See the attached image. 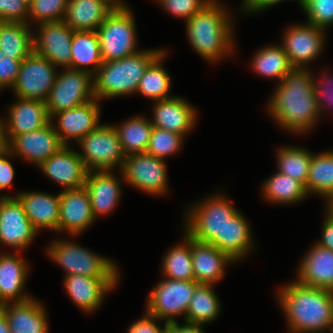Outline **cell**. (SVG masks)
Here are the masks:
<instances>
[{
    "label": "cell",
    "mask_w": 333,
    "mask_h": 333,
    "mask_svg": "<svg viewBox=\"0 0 333 333\" xmlns=\"http://www.w3.org/2000/svg\"><path fill=\"white\" fill-rule=\"evenodd\" d=\"M12 156L9 149L0 154V190L8 188L14 179V168L7 157Z\"/></svg>",
    "instance_id": "obj_49"
},
{
    "label": "cell",
    "mask_w": 333,
    "mask_h": 333,
    "mask_svg": "<svg viewBox=\"0 0 333 333\" xmlns=\"http://www.w3.org/2000/svg\"><path fill=\"white\" fill-rule=\"evenodd\" d=\"M64 287L74 304L85 312H94L100 308L105 294L114 290L119 277H88L68 275L64 278Z\"/></svg>",
    "instance_id": "obj_18"
},
{
    "label": "cell",
    "mask_w": 333,
    "mask_h": 333,
    "mask_svg": "<svg viewBox=\"0 0 333 333\" xmlns=\"http://www.w3.org/2000/svg\"><path fill=\"white\" fill-rule=\"evenodd\" d=\"M15 197L38 232L43 228L58 232L60 193L20 192Z\"/></svg>",
    "instance_id": "obj_27"
},
{
    "label": "cell",
    "mask_w": 333,
    "mask_h": 333,
    "mask_svg": "<svg viewBox=\"0 0 333 333\" xmlns=\"http://www.w3.org/2000/svg\"><path fill=\"white\" fill-rule=\"evenodd\" d=\"M54 120L44 127L14 136L8 142V149L12 156H21L23 159L38 166L50 156L58 152L64 144L56 133Z\"/></svg>",
    "instance_id": "obj_16"
},
{
    "label": "cell",
    "mask_w": 333,
    "mask_h": 333,
    "mask_svg": "<svg viewBox=\"0 0 333 333\" xmlns=\"http://www.w3.org/2000/svg\"><path fill=\"white\" fill-rule=\"evenodd\" d=\"M37 233L19 200L15 196H0V244L15 248L19 253L30 245Z\"/></svg>",
    "instance_id": "obj_14"
},
{
    "label": "cell",
    "mask_w": 333,
    "mask_h": 333,
    "mask_svg": "<svg viewBox=\"0 0 333 333\" xmlns=\"http://www.w3.org/2000/svg\"><path fill=\"white\" fill-rule=\"evenodd\" d=\"M163 333H172L168 328Z\"/></svg>",
    "instance_id": "obj_57"
},
{
    "label": "cell",
    "mask_w": 333,
    "mask_h": 333,
    "mask_svg": "<svg viewBox=\"0 0 333 333\" xmlns=\"http://www.w3.org/2000/svg\"><path fill=\"white\" fill-rule=\"evenodd\" d=\"M311 248L301 260L295 280L305 286L333 291V251L318 244Z\"/></svg>",
    "instance_id": "obj_25"
},
{
    "label": "cell",
    "mask_w": 333,
    "mask_h": 333,
    "mask_svg": "<svg viewBox=\"0 0 333 333\" xmlns=\"http://www.w3.org/2000/svg\"><path fill=\"white\" fill-rule=\"evenodd\" d=\"M21 61L12 56L0 55V88L13 87L16 82Z\"/></svg>",
    "instance_id": "obj_46"
},
{
    "label": "cell",
    "mask_w": 333,
    "mask_h": 333,
    "mask_svg": "<svg viewBox=\"0 0 333 333\" xmlns=\"http://www.w3.org/2000/svg\"><path fill=\"white\" fill-rule=\"evenodd\" d=\"M94 98L93 75L84 70L65 68L58 72L45 102L52 119L56 113L83 105Z\"/></svg>",
    "instance_id": "obj_9"
},
{
    "label": "cell",
    "mask_w": 333,
    "mask_h": 333,
    "mask_svg": "<svg viewBox=\"0 0 333 333\" xmlns=\"http://www.w3.org/2000/svg\"><path fill=\"white\" fill-rule=\"evenodd\" d=\"M184 242L173 246L164 256L162 272L166 278L172 280H194L191 237L185 232Z\"/></svg>",
    "instance_id": "obj_39"
},
{
    "label": "cell",
    "mask_w": 333,
    "mask_h": 333,
    "mask_svg": "<svg viewBox=\"0 0 333 333\" xmlns=\"http://www.w3.org/2000/svg\"><path fill=\"white\" fill-rule=\"evenodd\" d=\"M324 31L307 22L287 27L281 46L294 68H307L320 55L325 43Z\"/></svg>",
    "instance_id": "obj_13"
},
{
    "label": "cell",
    "mask_w": 333,
    "mask_h": 333,
    "mask_svg": "<svg viewBox=\"0 0 333 333\" xmlns=\"http://www.w3.org/2000/svg\"><path fill=\"white\" fill-rule=\"evenodd\" d=\"M94 98L91 101L56 113L51 120L57 117L56 133L64 145H69V139L78 142L99 125L100 105Z\"/></svg>",
    "instance_id": "obj_19"
},
{
    "label": "cell",
    "mask_w": 333,
    "mask_h": 333,
    "mask_svg": "<svg viewBox=\"0 0 333 333\" xmlns=\"http://www.w3.org/2000/svg\"><path fill=\"white\" fill-rule=\"evenodd\" d=\"M0 309L7 317L11 333H48L46 310L34 298L3 304Z\"/></svg>",
    "instance_id": "obj_28"
},
{
    "label": "cell",
    "mask_w": 333,
    "mask_h": 333,
    "mask_svg": "<svg viewBox=\"0 0 333 333\" xmlns=\"http://www.w3.org/2000/svg\"><path fill=\"white\" fill-rule=\"evenodd\" d=\"M113 10H125L130 9L127 7L126 3L121 2L122 0H102Z\"/></svg>",
    "instance_id": "obj_54"
},
{
    "label": "cell",
    "mask_w": 333,
    "mask_h": 333,
    "mask_svg": "<svg viewBox=\"0 0 333 333\" xmlns=\"http://www.w3.org/2000/svg\"><path fill=\"white\" fill-rule=\"evenodd\" d=\"M77 143L82 151L78 154L88 171H112L122 167L126 155L113 125L100 124Z\"/></svg>",
    "instance_id": "obj_8"
},
{
    "label": "cell",
    "mask_w": 333,
    "mask_h": 333,
    "mask_svg": "<svg viewBox=\"0 0 333 333\" xmlns=\"http://www.w3.org/2000/svg\"><path fill=\"white\" fill-rule=\"evenodd\" d=\"M278 302L292 333H324L333 326V291L296 280L278 293Z\"/></svg>",
    "instance_id": "obj_2"
},
{
    "label": "cell",
    "mask_w": 333,
    "mask_h": 333,
    "mask_svg": "<svg viewBox=\"0 0 333 333\" xmlns=\"http://www.w3.org/2000/svg\"><path fill=\"white\" fill-rule=\"evenodd\" d=\"M17 100L7 110L8 121L4 120L7 142L14 136L40 129L51 121L45 101Z\"/></svg>",
    "instance_id": "obj_21"
},
{
    "label": "cell",
    "mask_w": 333,
    "mask_h": 333,
    "mask_svg": "<svg viewBox=\"0 0 333 333\" xmlns=\"http://www.w3.org/2000/svg\"><path fill=\"white\" fill-rule=\"evenodd\" d=\"M159 319L145 312L144 316L132 323L127 333H163L169 326V323H164V328L156 324Z\"/></svg>",
    "instance_id": "obj_48"
},
{
    "label": "cell",
    "mask_w": 333,
    "mask_h": 333,
    "mask_svg": "<svg viewBox=\"0 0 333 333\" xmlns=\"http://www.w3.org/2000/svg\"><path fill=\"white\" fill-rule=\"evenodd\" d=\"M95 221L90 198L85 187L61 190L58 232L77 235Z\"/></svg>",
    "instance_id": "obj_20"
},
{
    "label": "cell",
    "mask_w": 333,
    "mask_h": 333,
    "mask_svg": "<svg viewBox=\"0 0 333 333\" xmlns=\"http://www.w3.org/2000/svg\"><path fill=\"white\" fill-rule=\"evenodd\" d=\"M212 284L199 283L188 306L185 322L206 324L215 320L220 312V301Z\"/></svg>",
    "instance_id": "obj_35"
},
{
    "label": "cell",
    "mask_w": 333,
    "mask_h": 333,
    "mask_svg": "<svg viewBox=\"0 0 333 333\" xmlns=\"http://www.w3.org/2000/svg\"><path fill=\"white\" fill-rule=\"evenodd\" d=\"M8 149V142L6 139V132L4 128V121L0 118V154Z\"/></svg>",
    "instance_id": "obj_53"
},
{
    "label": "cell",
    "mask_w": 333,
    "mask_h": 333,
    "mask_svg": "<svg viewBox=\"0 0 333 333\" xmlns=\"http://www.w3.org/2000/svg\"><path fill=\"white\" fill-rule=\"evenodd\" d=\"M0 333H11L5 313L0 309Z\"/></svg>",
    "instance_id": "obj_55"
},
{
    "label": "cell",
    "mask_w": 333,
    "mask_h": 333,
    "mask_svg": "<svg viewBox=\"0 0 333 333\" xmlns=\"http://www.w3.org/2000/svg\"><path fill=\"white\" fill-rule=\"evenodd\" d=\"M112 11L102 0H68L63 21L73 31H96Z\"/></svg>",
    "instance_id": "obj_30"
},
{
    "label": "cell",
    "mask_w": 333,
    "mask_h": 333,
    "mask_svg": "<svg viewBox=\"0 0 333 333\" xmlns=\"http://www.w3.org/2000/svg\"><path fill=\"white\" fill-rule=\"evenodd\" d=\"M168 329L172 333H205L201 324L187 323L181 325L177 321L169 323Z\"/></svg>",
    "instance_id": "obj_52"
},
{
    "label": "cell",
    "mask_w": 333,
    "mask_h": 333,
    "mask_svg": "<svg viewBox=\"0 0 333 333\" xmlns=\"http://www.w3.org/2000/svg\"><path fill=\"white\" fill-rule=\"evenodd\" d=\"M183 135L162 128L153 127L146 152L157 158L165 160L180 150L183 144Z\"/></svg>",
    "instance_id": "obj_41"
},
{
    "label": "cell",
    "mask_w": 333,
    "mask_h": 333,
    "mask_svg": "<svg viewBox=\"0 0 333 333\" xmlns=\"http://www.w3.org/2000/svg\"><path fill=\"white\" fill-rule=\"evenodd\" d=\"M191 257L194 281L201 284H214L223 279L225 267L235 262L228 254L214 245L191 238Z\"/></svg>",
    "instance_id": "obj_23"
},
{
    "label": "cell",
    "mask_w": 333,
    "mask_h": 333,
    "mask_svg": "<svg viewBox=\"0 0 333 333\" xmlns=\"http://www.w3.org/2000/svg\"><path fill=\"white\" fill-rule=\"evenodd\" d=\"M23 1L24 3H26L28 6L32 3V0H21Z\"/></svg>",
    "instance_id": "obj_56"
},
{
    "label": "cell",
    "mask_w": 333,
    "mask_h": 333,
    "mask_svg": "<svg viewBox=\"0 0 333 333\" xmlns=\"http://www.w3.org/2000/svg\"><path fill=\"white\" fill-rule=\"evenodd\" d=\"M216 1L212 0L186 21L190 44L203 59L213 63L231 56L235 46L230 14Z\"/></svg>",
    "instance_id": "obj_3"
},
{
    "label": "cell",
    "mask_w": 333,
    "mask_h": 333,
    "mask_svg": "<svg viewBox=\"0 0 333 333\" xmlns=\"http://www.w3.org/2000/svg\"><path fill=\"white\" fill-rule=\"evenodd\" d=\"M103 62L122 59L137 49L136 24L130 9L113 10L96 30Z\"/></svg>",
    "instance_id": "obj_7"
},
{
    "label": "cell",
    "mask_w": 333,
    "mask_h": 333,
    "mask_svg": "<svg viewBox=\"0 0 333 333\" xmlns=\"http://www.w3.org/2000/svg\"><path fill=\"white\" fill-rule=\"evenodd\" d=\"M162 7L176 17L191 18L212 0H156Z\"/></svg>",
    "instance_id": "obj_44"
},
{
    "label": "cell",
    "mask_w": 333,
    "mask_h": 333,
    "mask_svg": "<svg viewBox=\"0 0 333 333\" xmlns=\"http://www.w3.org/2000/svg\"><path fill=\"white\" fill-rule=\"evenodd\" d=\"M307 23L325 29L333 23V0H301Z\"/></svg>",
    "instance_id": "obj_43"
},
{
    "label": "cell",
    "mask_w": 333,
    "mask_h": 333,
    "mask_svg": "<svg viewBox=\"0 0 333 333\" xmlns=\"http://www.w3.org/2000/svg\"><path fill=\"white\" fill-rule=\"evenodd\" d=\"M166 50H163L147 67L144 75L140 79L137 92L158 101L171 98L169 94L171 88V78L167 70L162 66V60L166 56Z\"/></svg>",
    "instance_id": "obj_36"
},
{
    "label": "cell",
    "mask_w": 333,
    "mask_h": 333,
    "mask_svg": "<svg viewBox=\"0 0 333 333\" xmlns=\"http://www.w3.org/2000/svg\"><path fill=\"white\" fill-rule=\"evenodd\" d=\"M120 171L125 183L143 192L157 196L168 191L165 160L147 152L127 155Z\"/></svg>",
    "instance_id": "obj_11"
},
{
    "label": "cell",
    "mask_w": 333,
    "mask_h": 333,
    "mask_svg": "<svg viewBox=\"0 0 333 333\" xmlns=\"http://www.w3.org/2000/svg\"><path fill=\"white\" fill-rule=\"evenodd\" d=\"M277 154L278 171L306 185L312 152L296 146L280 147Z\"/></svg>",
    "instance_id": "obj_40"
},
{
    "label": "cell",
    "mask_w": 333,
    "mask_h": 333,
    "mask_svg": "<svg viewBox=\"0 0 333 333\" xmlns=\"http://www.w3.org/2000/svg\"><path fill=\"white\" fill-rule=\"evenodd\" d=\"M324 76H322L323 78L319 84L315 79H313V87L317 99L319 114L323 112L322 109H324L323 107L326 105L333 106V80H329V76L327 74Z\"/></svg>",
    "instance_id": "obj_47"
},
{
    "label": "cell",
    "mask_w": 333,
    "mask_h": 333,
    "mask_svg": "<svg viewBox=\"0 0 333 333\" xmlns=\"http://www.w3.org/2000/svg\"><path fill=\"white\" fill-rule=\"evenodd\" d=\"M162 51V48L140 50L122 59L103 62L93 75L95 98L100 101L136 93L145 70Z\"/></svg>",
    "instance_id": "obj_4"
},
{
    "label": "cell",
    "mask_w": 333,
    "mask_h": 333,
    "mask_svg": "<svg viewBox=\"0 0 333 333\" xmlns=\"http://www.w3.org/2000/svg\"><path fill=\"white\" fill-rule=\"evenodd\" d=\"M326 219L322 227V238L318 241V245L333 251V206L327 205Z\"/></svg>",
    "instance_id": "obj_50"
},
{
    "label": "cell",
    "mask_w": 333,
    "mask_h": 333,
    "mask_svg": "<svg viewBox=\"0 0 333 333\" xmlns=\"http://www.w3.org/2000/svg\"><path fill=\"white\" fill-rule=\"evenodd\" d=\"M68 0H32L28 6V24L36 21L38 24L63 20ZM30 19V20H29Z\"/></svg>",
    "instance_id": "obj_42"
},
{
    "label": "cell",
    "mask_w": 333,
    "mask_h": 333,
    "mask_svg": "<svg viewBox=\"0 0 333 333\" xmlns=\"http://www.w3.org/2000/svg\"><path fill=\"white\" fill-rule=\"evenodd\" d=\"M84 187L89 194L94 219L109 214L121 197V180L109 170L89 171Z\"/></svg>",
    "instance_id": "obj_26"
},
{
    "label": "cell",
    "mask_w": 333,
    "mask_h": 333,
    "mask_svg": "<svg viewBox=\"0 0 333 333\" xmlns=\"http://www.w3.org/2000/svg\"><path fill=\"white\" fill-rule=\"evenodd\" d=\"M28 23L0 21V55L23 61L34 52L33 33Z\"/></svg>",
    "instance_id": "obj_31"
},
{
    "label": "cell",
    "mask_w": 333,
    "mask_h": 333,
    "mask_svg": "<svg viewBox=\"0 0 333 333\" xmlns=\"http://www.w3.org/2000/svg\"><path fill=\"white\" fill-rule=\"evenodd\" d=\"M64 145L58 152L43 161L38 167L63 190L78 189L85 185L88 170L78 152Z\"/></svg>",
    "instance_id": "obj_17"
},
{
    "label": "cell",
    "mask_w": 333,
    "mask_h": 333,
    "mask_svg": "<svg viewBox=\"0 0 333 333\" xmlns=\"http://www.w3.org/2000/svg\"><path fill=\"white\" fill-rule=\"evenodd\" d=\"M252 68L257 74L268 78H283L294 68L281 44L261 48L253 57Z\"/></svg>",
    "instance_id": "obj_38"
},
{
    "label": "cell",
    "mask_w": 333,
    "mask_h": 333,
    "mask_svg": "<svg viewBox=\"0 0 333 333\" xmlns=\"http://www.w3.org/2000/svg\"><path fill=\"white\" fill-rule=\"evenodd\" d=\"M314 76L308 68H293L281 82L268 104V111L286 131L305 133L320 118L313 87Z\"/></svg>",
    "instance_id": "obj_1"
},
{
    "label": "cell",
    "mask_w": 333,
    "mask_h": 333,
    "mask_svg": "<svg viewBox=\"0 0 333 333\" xmlns=\"http://www.w3.org/2000/svg\"><path fill=\"white\" fill-rule=\"evenodd\" d=\"M263 185V197L269 202L292 204L307 198L305 185L279 171Z\"/></svg>",
    "instance_id": "obj_37"
},
{
    "label": "cell",
    "mask_w": 333,
    "mask_h": 333,
    "mask_svg": "<svg viewBox=\"0 0 333 333\" xmlns=\"http://www.w3.org/2000/svg\"><path fill=\"white\" fill-rule=\"evenodd\" d=\"M282 1L284 0H243L241 8L242 12L247 11L246 13H256L268 9ZM298 3L301 4V0H298Z\"/></svg>",
    "instance_id": "obj_51"
},
{
    "label": "cell",
    "mask_w": 333,
    "mask_h": 333,
    "mask_svg": "<svg viewBox=\"0 0 333 333\" xmlns=\"http://www.w3.org/2000/svg\"><path fill=\"white\" fill-rule=\"evenodd\" d=\"M46 249L49 258L65 270V276L77 274L88 277H119L118 267L111 259L76 243L63 239L54 240Z\"/></svg>",
    "instance_id": "obj_6"
},
{
    "label": "cell",
    "mask_w": 333,
    "mask_h": 333,
    "mask_svg": "<svg viewBox=\"0 0 333 333\" xmlns=\"http://www.w3.org/2000/svg\"><path fill=\"white\" fill-rule=\"evenodd\" d=\"M220 195L208 197L188 209L184 231L193 240L210 243L214 238H222L223 227L238 210L230 199Z\"/></svg>",
    "instance_id": "obj_5"
},
{
    "label": "cell",
    "mask_w": 333,
    "mask_h": 333,
    "mask_svg": "<svg viewBox=\"0 0 333 333\" xmlns=\"http://www.w3.org/2000/svg\"><path fill=\"white\" fill-rule=\"evenodd\" d=\"M153 127L166 129L185 136L196 124L197 111L181 97L155 101Z\"/></svg>",
    "instance_id": "obj_22"
},
{
    "label": "cell",
    "mask_w": 333,
    "mask_h": 333,
    "mask_svg": "<svg viewBox=\"0 0 333 333\" xmlns=\"http://www.w3.org/2000/svg\"><path fill=\"white\" fill-rule=\"evenodd\" d=\"M0 21L28 23V5L21 0H0Z\"/></svg>",
    "instance_id": "obj_45"
},
{
    "label": "cell",
    "mask_w": 333,
    "mask_h": 333,
    "mask_svg": "<svg viewBox=\"0 0 333 333\" xmlns=\"http://www.w3.org/2000/svg\"><path fill=\"white\" fill-rule=\"evenodd\" d=\"M198 284L194 280L165 278L151 290L146 302V313L167 323L175 322L174 318L183 314L185 320L189 303Z\"/></svg>",
    "instance_id": "obj_10"
},
{
    "label": "cell",
    "mask_w": 333,
    "mask_h": 333,
    "mask_svg": "<svg viewBox=\"0 0 333 333\" xmlns=\"http://www.w3.org/2000/svg\"><path fill=\"white\" fill-rule=\"evenodd\" d=\"M251 229L247 220L237 211L223 227L222 238H214L209 244L228 254L234 261L243 259L253 248Z\"/></svg>",
    "instance_id": "obj_29"
},
{
    "label": "cell",
    "mask_w": 333,
    "mask_h": 333,
    "mask_svg": "<svg viewBox=\"0 0 333 333\" xmlns=\"http://www.w3.org/2000/svg\"><path fill=\"white\" fill-rule=\"evenodd\" d=\"M28 269V262L20 252L0 254V306L32 298L23 292Z\"/></svg>",
    "instance_id": "obj_24"
},
{
    "label": "cell",
    "mask_w": 333,
    "mask_h": 333,
    "mask_svg": "<svg viewBox=\"0 0 333 333\" xmlns=\"http://www.w3.org/2000/svg\"><path fill=\"white\" fill-rule=\"evenodd\" d=\"M332 328V329H331ZM329 330H331V332L330 333H333V326L331 327Z\"/></svg>",
    "instance_id": "obj_58"
},
{
    "label": "cell",
    "mask_w": 333,
    "mask_h": 333,
    "mask_svg": "<svg viewBox=\"0 0 333 333\" xmlns=\"http://www.w3.org/2000/svg\"><path fill=\"white\" fill-rule=\"evenodd\" d=\"M124 154L145 153L149 144L153 125L143 116H134L121 125H113Z\"/></svg>",
    "instance_id": "obj_34"
},
{
    "label": "cell",
    "mask_w": 333,
    "mask_h": 333,
    "mask_svg": "<svg viewBox=\"0 0 333 333\" xmlns=\"http://www.w3.org/2000/svg\"><path fill=\"white\" fill-rule=\"evenodd\" d=\"M305 188L308 194H318L333 204V151L312 154Z\"/></svg>",
    "instance_id": "obj_33"
},
{
    "label": "cell",
    "mask_w": 333,
    "mask_h": 333,
    "mask_svg": "<svg viewBox=\"0 0 333 333\" xmlns=\"http://www.w3.org/2000/svg\"><path fill=\"white\" fill-rule=\"evenodd\" d=\"M56 68L52 62L33 52L20 64L12 87L17 98L46 101L55 84Z\"/></svg>",
    "instance_id": "obj_12"
},
{
    "label": "cell",
    "mask_w": 333,
    "mask_h": 333,
    "mask_svg": "<svg viewBox=\"0 0 333 333\" xmlns=\"http://www.w3.org/2000/svg\"><path fill=\"white\" fill-rule=\"evenodd\" d=\"M71 53L70 69L84 70L93 75L103 63L96 31H73Z\"/></svg>",
    "instance_id": "obj_32"
},
{
    "label": "cell",
    "mask_w": 333,
    "mask_h": 333,
    "mask_svg": "<svg viewBox=\"0 0 333 333\" xmlns=\"http://www.w3.org/2000/svg\"><path fill=\"white\" fill-rule=\"evenodd\" d=\"M38 31L33 35L34 53L56 67L70 68L73 30L60 20L40 23Z\"/></svg>",
    "instance_id": "obj_15"
}]
</instances>
